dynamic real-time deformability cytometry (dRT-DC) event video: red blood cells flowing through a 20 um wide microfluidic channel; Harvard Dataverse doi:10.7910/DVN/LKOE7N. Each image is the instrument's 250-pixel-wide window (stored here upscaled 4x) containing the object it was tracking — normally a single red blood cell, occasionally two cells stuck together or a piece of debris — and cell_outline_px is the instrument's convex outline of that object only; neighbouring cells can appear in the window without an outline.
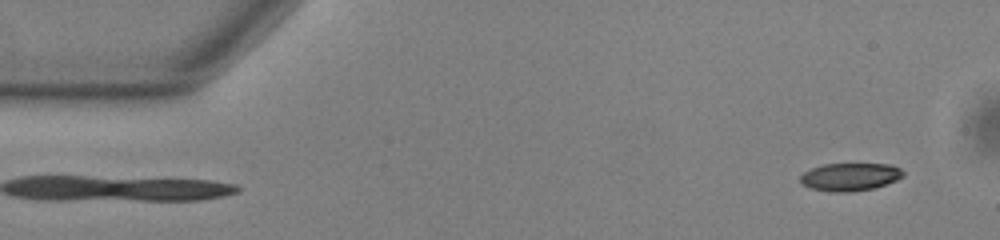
{"species": "common noctule bat (a hibernating species)", "species_latin": "Nyctalus noctula", "temperature_condition": "warm", "stored_images_in_passage": 48, "camera_frame_rate_fps": 3000, "um_per_image_px": 0.085, "animal": {"sex": "male", "body_mass_g": 13.0, "forearm_length_mm": 53.1}, "frame": {"image": 1, "passage_image": 1, "time_ms": 0.0, "image_size_px": [1000, 240], "cell_outline_px": [[904, 176], [888, 184], [876, 188], [848, 192], [832, 192], [812, 188], [800, 184], [800, 176], [804, 172], [812, 168], [824, 164], [892, 164], [900, 168], [904, 172]], "centroid_in_image_um": [72.28, 15.03], "position_along_channel_um": 12.7, "area_um2": 16.82}}
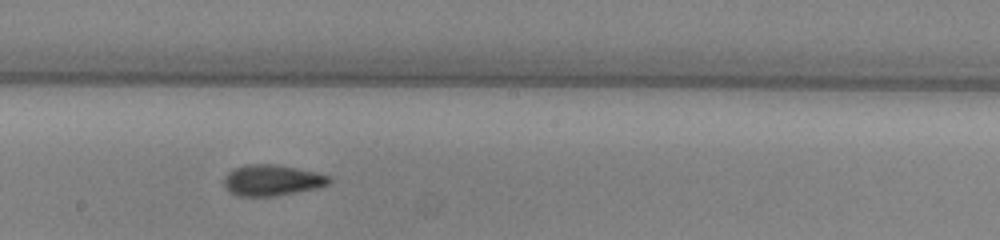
{"frame": {"image": 2, "passage_image": 27, "time_ms": 8.667, "image_size_px": [1000, 240], "cell_outline_px": [[332, 180], [328, 184], [316, 188], [276, 196], [236, 196], [228, 192], [224, 188], [224, 176], [228, 172], [244, 164], [276, 164], [296, 168], [332, 176]], "centroid_in_image_um": [23.09, 15.32], "position_along_channel_um": 225.1, "area_um2": 19.13}}
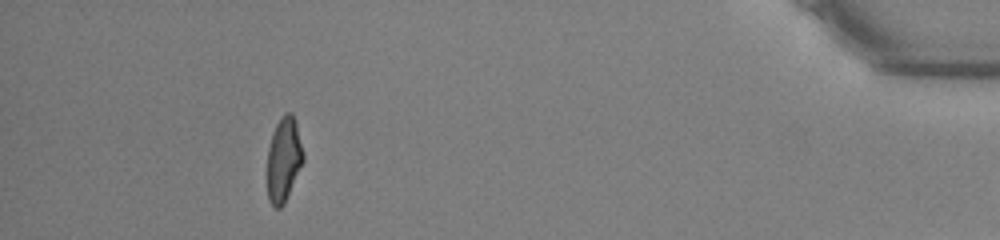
{"frame": {"image": 3, "passage_image": 47, "time_ms": 15.333, "image_size_px": [1000, 240], "cell_outline_px": [[304, 160], [284, 204], [280, 208], [276, 208], [268, 200], [268, 148], [272, 132], [280, 116], [284, 112], [292, 112], [296, 120], [304, 156]], "centroid_in_image_um": [24.12, 13.5], "position_along_channel_um": 411.1, "area_um2": 17.74}}